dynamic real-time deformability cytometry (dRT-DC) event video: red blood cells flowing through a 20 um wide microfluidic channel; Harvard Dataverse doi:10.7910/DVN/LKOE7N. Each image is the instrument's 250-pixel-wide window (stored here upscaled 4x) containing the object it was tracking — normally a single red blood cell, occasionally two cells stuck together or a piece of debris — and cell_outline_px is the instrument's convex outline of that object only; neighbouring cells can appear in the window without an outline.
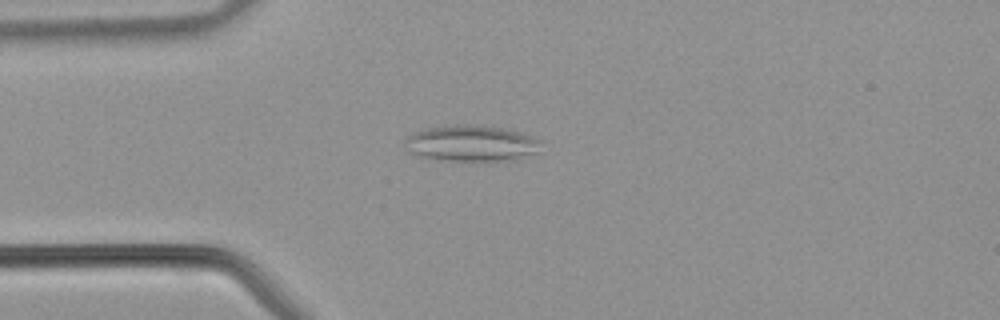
{"species": "common noctule bat (a hibernating species)", "species_latin": "Nyctalus noctula", "temperature_condition": "warm", "stored_images_in_passage": 33, "camera_frame_rate_fps": 3000, "um_per_image_px": 0.085, "animal": {"sex": "male", "body_mass_g": 21.5, "forearm_length_mm": 52.0}, "frame": {"image": 1, "passage_image": 3, "time_ms": 0.667, "image_size_px": [1000, 320], "cell_outline_px": [[544, 140], [540, 152], [516, 160], [448, 160], [416, 156], [408, 152], [404, 140], [408, 136], [424, 128], [456, 124], [472, 124], [504, 128], [520, 132]], "centroid_in_image_um": [40.13, 12.17], "position_along_channel_um": 44.9, "area_um2": 29.07}}
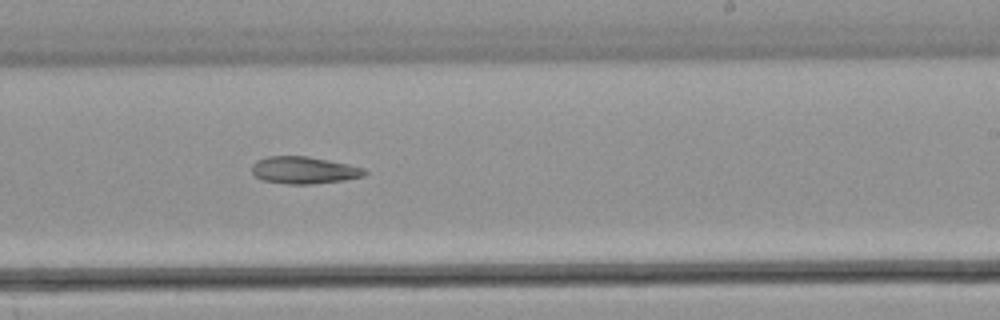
{"frame": {"image": 2, "passage_image": 17, "time_ms": 5.333, "image_size_px": [1000, 320], "cell_outline_px": [[368, 172], [364, 176], [344, 180], [312, 184], [288, 184], [264, 180], [256, 176], [252, 172], [252, 164], [256, 160], [268, 156], [308, 156], [348, 164], [364, 168]], "centroid_in_image_um": [25.84, 14.46], "position_along_channel_um": 263.2, "area_um2": 17.8}}
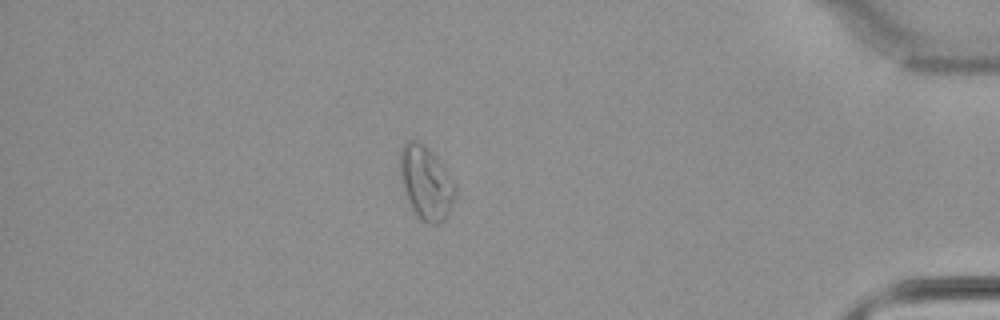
{"frame": {"image": 3, "passage_image": 28, "time_ms": 9.0, "image_size_px": [1000, 320], "cell_outline_px": [[456, 196], [444, 220], [436, 224], [432, 224], [424, 220], [412, 208], [408, 200], [404, 188], [400, 172], [400, 148], [408, 140], [416, 140], [432, 152], [436, 156], [456, 184]], "centroid_in_image_um": [36.23, 15.5], "position_along_channel_um": 399.0, "area_um2": 23.12}}